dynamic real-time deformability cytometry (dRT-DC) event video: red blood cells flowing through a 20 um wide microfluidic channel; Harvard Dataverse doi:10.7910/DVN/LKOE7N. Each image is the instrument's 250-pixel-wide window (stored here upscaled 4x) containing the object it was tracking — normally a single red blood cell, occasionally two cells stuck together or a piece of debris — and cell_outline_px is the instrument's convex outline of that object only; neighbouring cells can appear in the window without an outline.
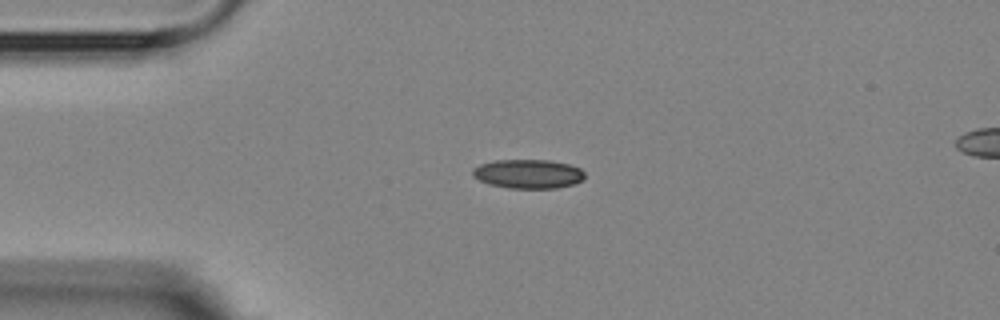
{"species": "Egyptian fruit bat (a non-hibernating species)", "species_latin": "Rousettus aegyptiacus", "temperature_condition": "room temperature", "stored_images_in_passage": 4, "camera_frame_rate_fps": 3000, "um_per_image_px": 0.085, "animal": {"sex": "female"}, "frame": {"image": 1, "passage_image": 3, "time_ms": 2.333, "image_size_px": [1000, 320], "cell_outline_px": [[584, 180], [576, 184], [556, 188], [508, 188], [488, 184], [472, 176], [472, 168], [480, 164], [496, 160], [548, 160], [568, 164], [580, 168], [584, 172]], "centroid_in_image_um": [44.9, 14.78], "position_along_channel_um": 40.1, "area_um2": 19.13}}